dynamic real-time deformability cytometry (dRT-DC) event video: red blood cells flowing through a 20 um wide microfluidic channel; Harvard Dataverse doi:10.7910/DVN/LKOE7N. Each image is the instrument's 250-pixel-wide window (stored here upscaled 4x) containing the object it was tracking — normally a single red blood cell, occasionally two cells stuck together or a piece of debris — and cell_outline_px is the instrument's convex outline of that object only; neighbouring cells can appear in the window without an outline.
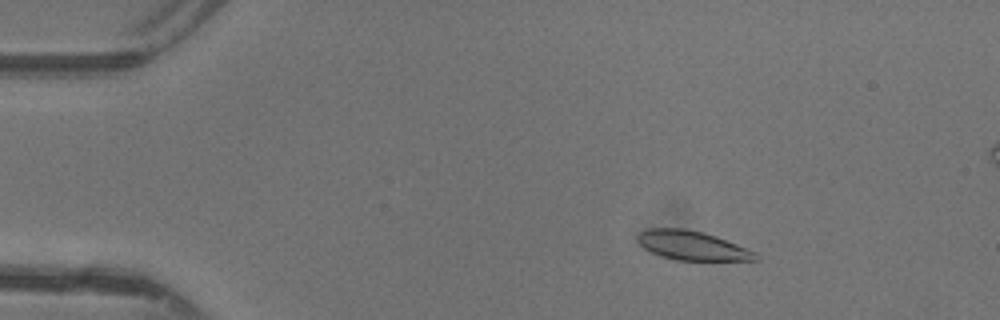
{"species": "common noctule bat (a hibernating species)", "species_latin": "Nyctalus noctula", "temperature_condition": "warm", "stored_images_in_passage": 45, "camera_frame_rate_fps": 3000, "um_per_image_px": 0.085, "animal": {"sex": "female"}, "frame": {"image": 1, "passage_image": 5, "time_ms": 1.333, "image_size_px": [1000, 320], "cell_outline_px": [[760, 260], [676, 260], [652, 252], [644, 248], [636, 240], [636, 236], [640, 232], [652, 228], [684, 228], [704, 232], [716, 236], [756, 252], [760, 256]], "centroid_in_image_um": [58.85, 20.86], "position_along_channel_um": 26.2, "area_um2": 19.94}}
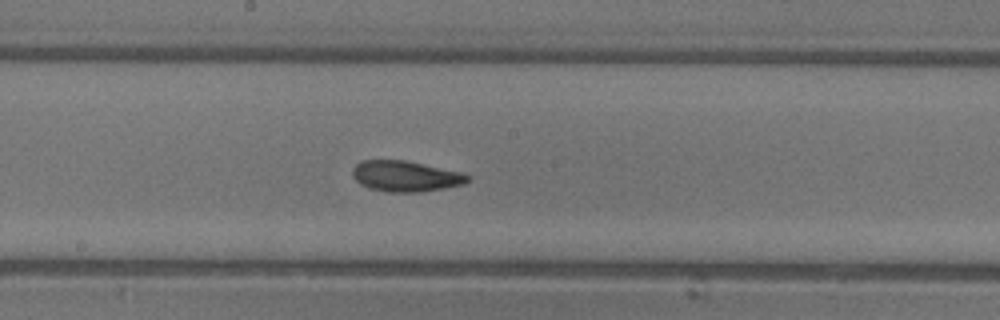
{"frame": {"image": 2, "passage_image": 23, "time_ms": 7.333, "image_size_px": [1000, 320], "cell_outline_px": [[472, 176], [464, 184], [444, 188], [420, 192], [388, 192], [368, 188], [360, 184], [352, 176], [352, 168], [360, 160], [404, 160], [464, 172]], "centroid_in_image_um": [34.48, 14.97], "position_along_channel_um": 213.7, "area_um2": 20.87}}
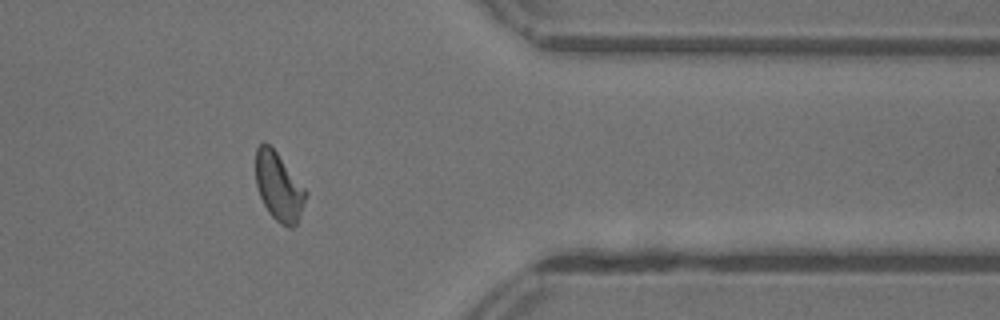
{"frame": {"image": 3, "passage_image": 36, "time_ms": 11.667, "image_size_px": [1000, 320], "cell_outline_px": [[308, 196], [300, 216], [296, 224], [292, 228], [288, 228], [280, 224], [268, 212], [260, 196], [256, 184], [256, 148], [264, 140], [276, 152], [308, 192]], "centroid_in_image_um": [23.71, 15.9], "position_along_channel_um": 387.7, "area_um2": 19.88}}